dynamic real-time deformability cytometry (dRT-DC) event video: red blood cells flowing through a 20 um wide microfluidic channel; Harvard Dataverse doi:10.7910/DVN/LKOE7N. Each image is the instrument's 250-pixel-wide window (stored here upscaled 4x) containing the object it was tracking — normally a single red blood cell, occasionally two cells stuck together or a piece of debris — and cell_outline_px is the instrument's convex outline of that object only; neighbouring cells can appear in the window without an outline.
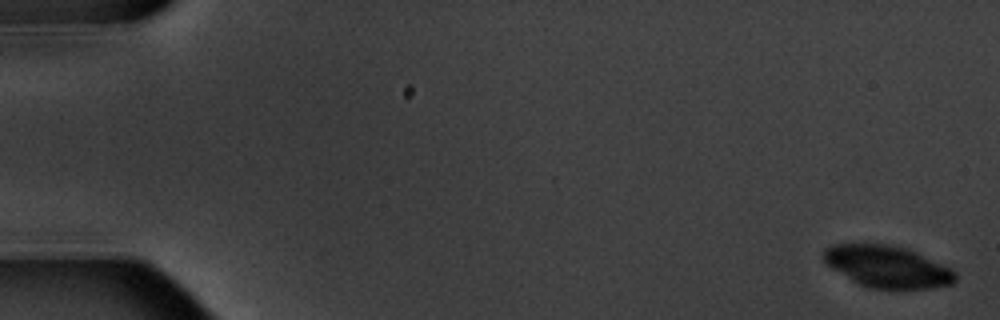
{"species": "common noctule bat (a hibernating species)", "species_latin": "Nyctalus noctula", "temperature_condition": "warm", "stored_images_in_passage": 7, "camera_frame_rate_fps": 3000, "um_per_image_px": 0.085, "animal": {"sex": "male", "body_mass_g": 20.1, "forearm_length_mm": 53.5}, "frame": {"image": 1, "passage_image": 1, "time_ms": 0.0, "image_size_px": [1000, 320], "cell_outline_px": [[956, 280], [952, 284], [932, 288], [868, 288], [852, 280], [832, 268], [824, 260], [824, 248], [832, 244], [888, 244], [908, 248], [952, 268], [956, 272]], "centroid_in_image_um": [75.46, 22.65], "position_along_channel_um": 9.5, "area_um2": 32.02}}